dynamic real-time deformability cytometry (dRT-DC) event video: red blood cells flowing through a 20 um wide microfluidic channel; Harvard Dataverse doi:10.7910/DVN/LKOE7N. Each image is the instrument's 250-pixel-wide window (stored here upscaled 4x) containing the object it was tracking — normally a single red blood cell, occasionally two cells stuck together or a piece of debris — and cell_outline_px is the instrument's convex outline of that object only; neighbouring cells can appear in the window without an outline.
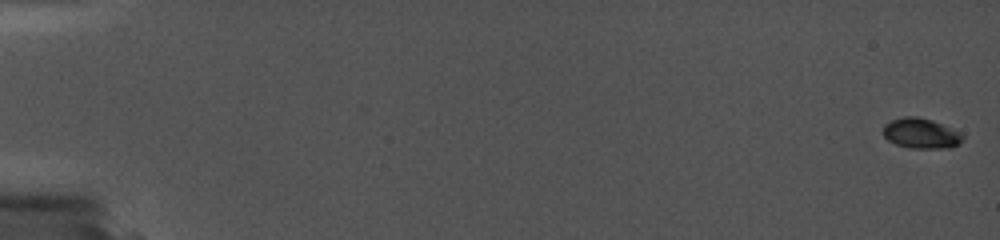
{"species": "common noctule bat (a hibernating species)", "species_latin": "Nyctalus noctula", "temperature_condition": "cold", "stored_images_in_passage": 5, "camera_frame_rate_fps": 5000, "um_per_image_px": 0.085, "animal": {"sex": "female", "body_mass_g": 19.0, "forearm_length_mm": 56.7}, "frame": {"image": 1, "passage_image": 1, "time_ms": 0.0, "image_size_px": [1000, 240], "cell_outline_px": [[964, 140], [960, 144], [952, 148], [908, 148], [884, 140], [884, 128], [888, 124], [896, 120], [928, 120], [956, 132], [964, 136]], "centroid_in_image_um": [78.31, 11.46], "position_along_channel_um": 6.7, "area_um2": 12.89}}